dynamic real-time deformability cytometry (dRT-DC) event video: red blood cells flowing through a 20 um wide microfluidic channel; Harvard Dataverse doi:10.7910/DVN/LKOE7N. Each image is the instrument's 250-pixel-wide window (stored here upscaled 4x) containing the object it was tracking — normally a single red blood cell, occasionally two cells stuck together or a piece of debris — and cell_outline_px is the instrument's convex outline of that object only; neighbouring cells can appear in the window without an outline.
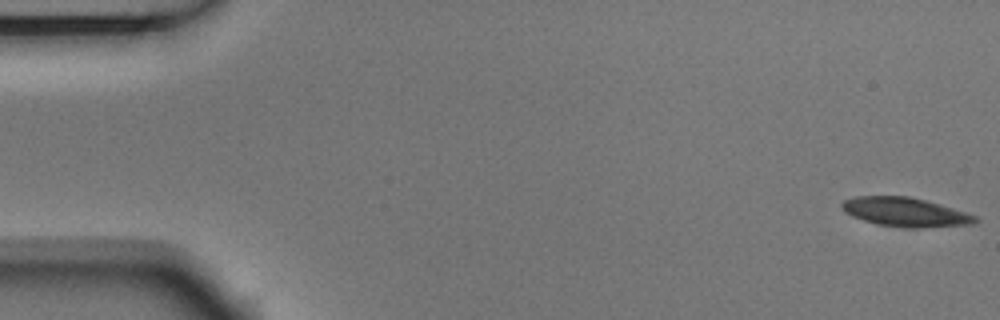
{"species": "Egyptian fruit bat (a non-hibernating species)", "species_latin": "Rousettus aegyptiacus", "temperature_condition": "room temperature", "stored_images_in_passage": 5, "camera_frame_rate_fps": 3000, "um_per_image_px": 0.085, "animal": {"sex": "male"}, "frame": {"image": 1, "passage_image": 1, "time_ms": 0.0, "image_size_px": [1000, 320], "cell_outline_px": [[980, 220], [976, 224], [912, 228], [904, 228], [876, 224], [852, 216], [844, 212], [840, 204], [844, 200], [856, 196], [908, 196], [940, 204], [976, 216]], "centroid_in_image_um": [76.94, 18.03], "position_along_channel_um": 8.1, "area_um2": 22.54}}
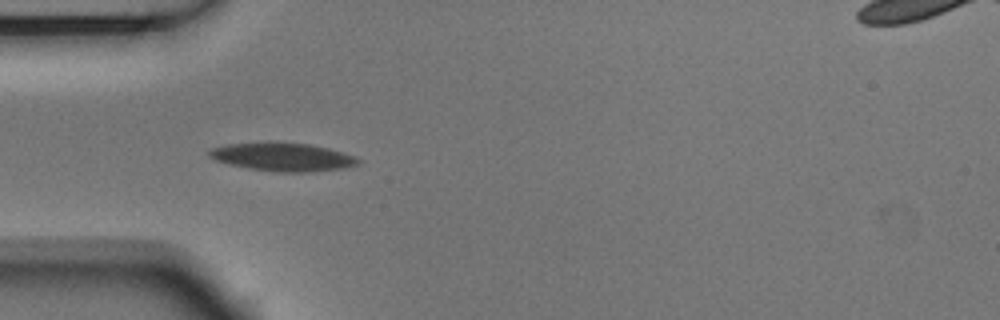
{"frame": {"image": 2, "passage_image": 4, "time_ms": 1.0, "image_size_px": [1000, 320], "cell_outline_px": [[360, 164], [344, 168], [308, 172], [276, 172], [248, 168], [216, 160], [208, 156], [208, 152], [212, 148], [224, 144], [272, 140], [308, 144], [328, 148], [344, 152], [356, 156], [360, 160]], "centroid_in_image_um": [24.03, 13.31], "position_along_channel_um": 61.0, "area_um2": 25.09}}
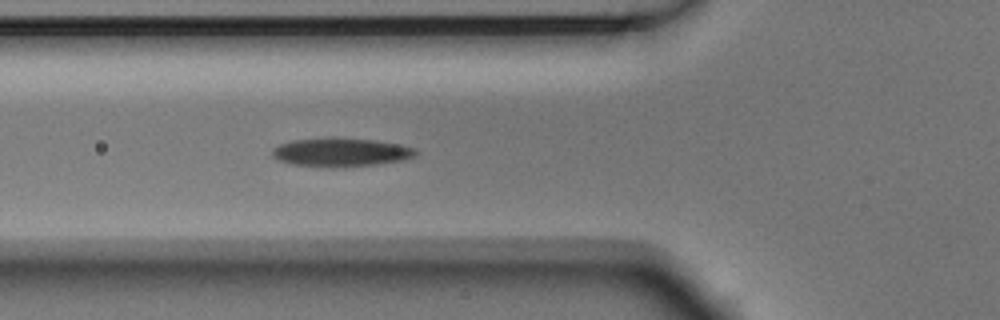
{"frame": {"image": 3, "passage_image": 5, "time_ms": 1.333, "image_size_px": [1000, 320], "cell_outline_px": [[416, 156], [404, 160], [380, 164], [332, 168], [288, 164], [272, 156], [272, 148], [280, 144], [292, 140], [328, 136], [336, 136], [376, 140], [400, 144], [416, 148]], "centroid_in_image_um": [28.97, 12.93], "position_along_channel_um": 96.8, "area_um2": 24.74}}